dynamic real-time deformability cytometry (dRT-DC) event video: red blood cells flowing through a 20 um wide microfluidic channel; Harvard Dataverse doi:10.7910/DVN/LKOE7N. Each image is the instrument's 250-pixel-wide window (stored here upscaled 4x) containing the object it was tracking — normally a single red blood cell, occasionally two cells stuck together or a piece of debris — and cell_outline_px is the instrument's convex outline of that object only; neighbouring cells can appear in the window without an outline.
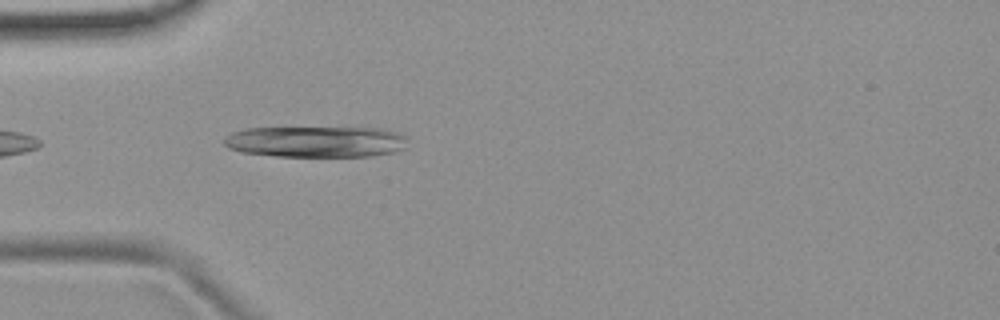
{"species": "common noctule bat (a hibernating species)", "species_latin": "Nyctalus noctula", "temperature_condition": "room temperature", "stored_images_in_passage": 2, "camera_frame_rate_fps": 3000, "um_per_image_px": 0.085, "animal": {"sex": "female", "body_mass_g": 19.9}, "frame": {"image": 1, "passage_image": 2, "time_ms": 1.0, "image_size_px": [1000, 320], "cell_outline_px": [[408, 148], [392, 152], [372, 156], [276, 156], [240, 152], [228, 148], [224, 144], [224, 140], [232, 132], [248, 128], [384, 128], [400, 132], [408, 136]], "centroid_in_image_um": [26.95, 12.04], "position_along_channel_um": 58.1, "area_um2": 33.64}}